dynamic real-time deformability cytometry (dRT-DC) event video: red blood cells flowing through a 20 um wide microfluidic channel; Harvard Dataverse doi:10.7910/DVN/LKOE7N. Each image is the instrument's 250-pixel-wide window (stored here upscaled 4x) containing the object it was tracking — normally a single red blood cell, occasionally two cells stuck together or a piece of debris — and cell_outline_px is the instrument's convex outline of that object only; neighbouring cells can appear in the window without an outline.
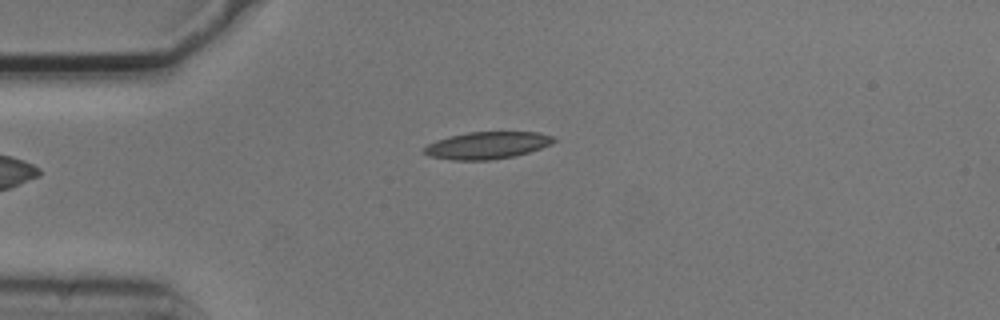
{"species": "common noctule bat (a hibernating species)", "species_latin": "Nyctalus noctula", "temperature_condition": "cold", "stored_images_in_passage": 3, "camera_frame_rate_fps": 3000, "um_per_image_px": 0.085, "animal": {"sex": "male", "body_mass_g": 20.5, "forearm_length_mm": 52.5}, "frame": {"image": 1, "passage_image": 1, "time_ms": 0.0, "image_size_px": [1000, 320], "cell_outline_px": [[556, 140], [552, 144], [528, 152], [512, 156], [488, 160], [452, 160], [428, 156], [424, 152], [424, 148], [428, 144], [436, 140], [448, 136], [468, 132], [540, 132], [552, 136]], "centroid_in_image_um": [41.39, 12.34], "position_along_channel_um": 43.6, "area_um2": 20.4}}
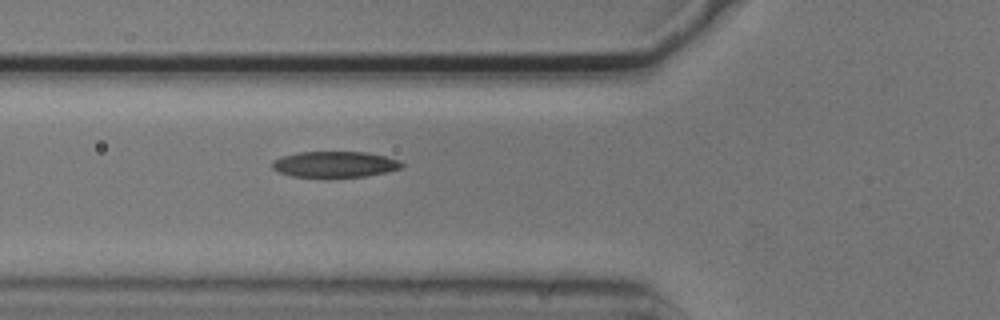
{"frame": {"image": 2, "passage_image": 3, "time_ms": 0.667, "image_size_px": [1000, 320], "cell_outline_px": [[404, 168], [368, 176], [292, 176], [276, 172], [272, 168], [272, 160], [280, 156], [300, 152], [368, 152], [400, 160], [404, 164]], "centroid_in_image_um": [28.46, 13.95], "position_along_channel_um": 97.3, "area_um2": 19.59}}